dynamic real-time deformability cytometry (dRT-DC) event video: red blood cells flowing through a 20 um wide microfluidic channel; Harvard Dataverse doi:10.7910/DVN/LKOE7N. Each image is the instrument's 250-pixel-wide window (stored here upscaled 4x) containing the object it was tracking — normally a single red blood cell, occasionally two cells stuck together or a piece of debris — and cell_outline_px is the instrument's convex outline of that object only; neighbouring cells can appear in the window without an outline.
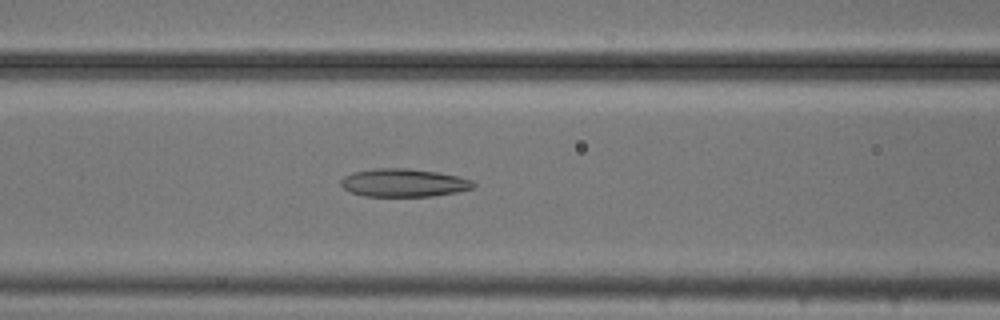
{"species": "common noctule bat (a hibernating species)", "species_latin": "Nyctalus noctula", "temperature_condition": "cold", "stored_images_in_passage": 46, "camera_frame_rate_fps": 3000, "um_per_image_px": 0.085, "animal": {"sex": "male", "body_mass_g": 20.5, "forearm_length_mm": 52.5}, "frame": {"image": 1, "passage_image": 14, "time_ms": 4.333, "image_size_px": [1000, 320], "cell_outline_px": [[476, 184], [472, 188], [456, 192], [432, 196], [364, 196], [352, 192], [344, 188], [340, 184], [340, 180], [344, 176], [352, 172], [372, 168], [408, 168], [440, 172], [472, 180]], "centroid_in_image_um": [34.29, 15.52], "position_along_channel_um": 132.3, "area_um2": 21.73}}
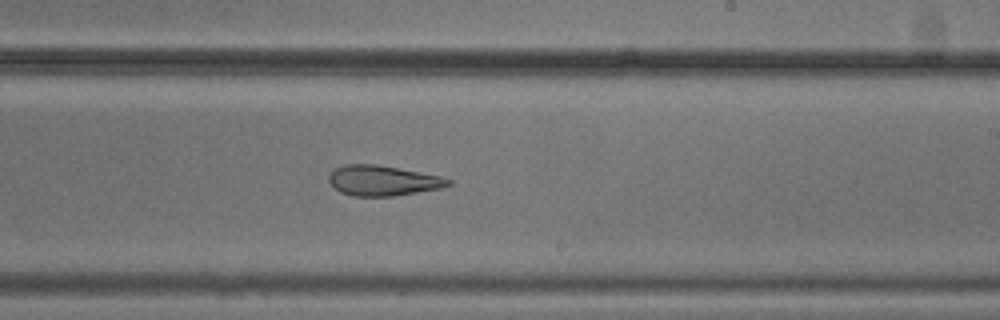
{"frame": {"image": 2, "passage_image": 24, "time_ms": 7.667, "image_size_px": [1000, 320], "cell_outline_px": [[452, 184], [440, 188], [392, 196], [352, 196], [340, 192], [328, 180], [328, 176], [336, 168], [344, 164], [376, 164], [420, 172], [440, 176], [452, 180]], "centroid_in_image_um": [32.53, 15.35], "position_along_channel_um": 256.5, "area_um2": 20.87}}
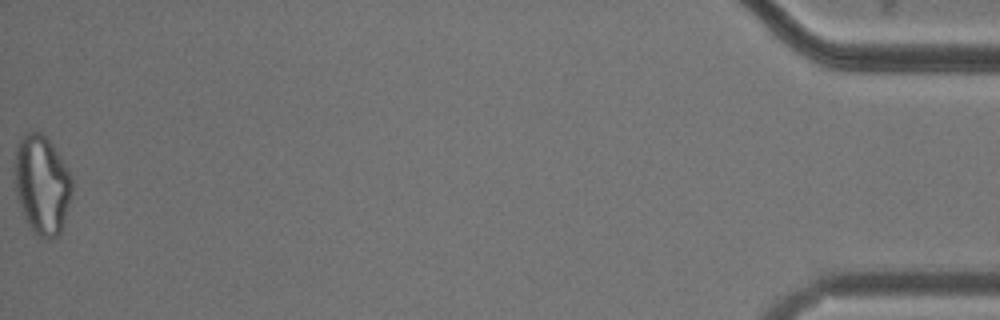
{"frame": {"image": 3, "passage_image": 46, "time_ms": 15.0, "image_size_px": [1000, 320], "cell_outline_px": [[72, 192], [60, 236], [48, 240], [36, 236], [28, 224], [16, 200], [16, 144], [28, 132], [40, 132], [52, 144], [68, 168], [72, 180]], "centroid_in_image_um": [3.58, 15.76], "position_along_channel_um": 431.6, "area_um2": 33.06}, "authors_computed_cell_mechanics": {"area_um2": 24.3916, "velocity_mm_per_s": 3.7251, "shape_relaxation_time_tau1_ms": 7.4879, "shape_relaxation_time_tau2_ms": 3.213, "deformation_change_tau1": 0.2204, "deformation_change_tau2": 0.1315}}